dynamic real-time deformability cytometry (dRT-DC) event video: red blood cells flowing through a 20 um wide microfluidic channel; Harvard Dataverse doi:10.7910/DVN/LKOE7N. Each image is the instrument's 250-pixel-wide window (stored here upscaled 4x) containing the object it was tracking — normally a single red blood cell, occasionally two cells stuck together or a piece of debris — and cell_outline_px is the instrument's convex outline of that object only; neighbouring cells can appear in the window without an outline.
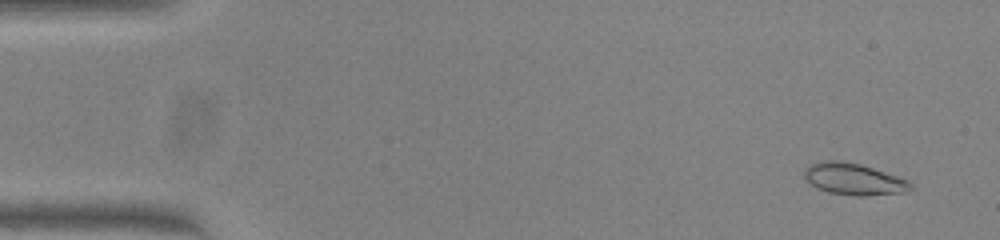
{"species": "common noctule bat (a hibernating species)", "species_latin": "Nyctalus noctula", "temperature_condition": "warm", "stored_images_in_passage": 50, "camera_frame_rate_fps": 3000, "um_per_image_px": 0.085, "animal": {"sex": "female", "body_mass_g": 23.0, "forearm_length_mm": 53.4}, "frame": {"image": 1, "passage_image": 3, "time_ms": 0.667, "image_size_px": [1000, 240], "cell_outline_px": [[912, 188], [904, 192], [864, 196], [852, 196], [828, 192], [812, 184], [804, 176], [804, 168], [812, 164], [824, 160], [836, 160], [860, 164], [908, 180], [912, 184]], "centroid_in_image_um": [72.57, 15.23], "position_along_channel_um": 12.4, "area_um2": 19.31}}
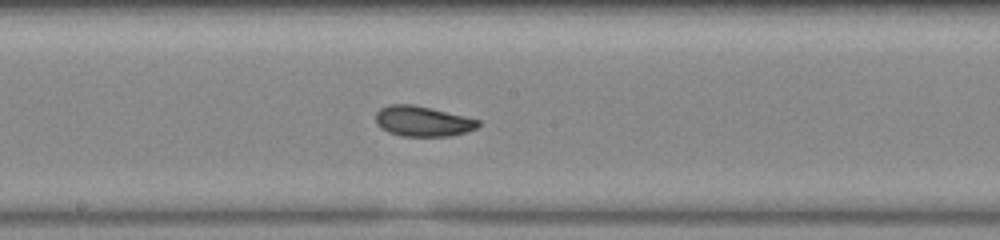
{"frame": {"image": 2, "passage_image": 27, "time_ms": 8.667, "image_size_px": [1000, 240], "cell_outline_px": [[480, 124], [476, 128], [464, 132], [448, 136], [400, 136], [388, 132], [380, 128], [376, 124], [376, 112], [380, 108], [388, 104], [412, 104], [432, 108], [480, 120]], "centroid_in_image_um": [35.88, 10.3], "position_along_channel_um": 212.3, "area_um2": 18.15}}
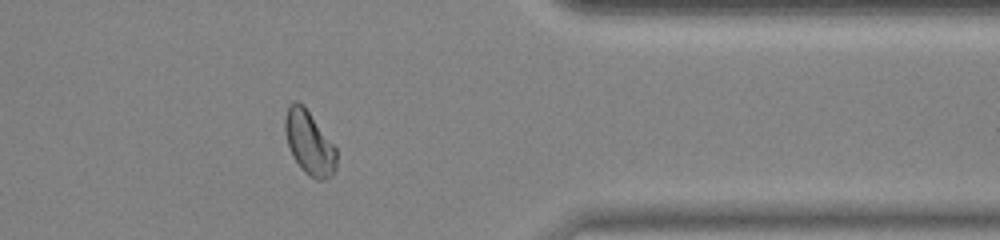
{"frame": {"image": 3, "passage_image": 41, "time_ms": 13.333, "image_size_px": [1000, 240], "cell_outline_px": [[336, 168], [332, 176], [324, 180], [316, 180], [308, 176], [300, 168], [292, 156], [288, 144], [284, 128], [284, 116], [288, 104], [296, 100], [304, 104], [336, 148]], "centroid_in_image_um": [26.27, 12.13], "position_along_channel_um": 385.1, "area_um2": 19.42}, "authors_computed_cell_mechanics": {"area_um2": 18.5827, "velocity_mm_per_s": 4.0429, "shape_relaxation_time_tau1_ms": 3.2863, "shape_relaxation_time_tau2_ms": 1.3528, "deformation_change_tau1": 0.1371, "deformation_change_tau2": 0.0609}}